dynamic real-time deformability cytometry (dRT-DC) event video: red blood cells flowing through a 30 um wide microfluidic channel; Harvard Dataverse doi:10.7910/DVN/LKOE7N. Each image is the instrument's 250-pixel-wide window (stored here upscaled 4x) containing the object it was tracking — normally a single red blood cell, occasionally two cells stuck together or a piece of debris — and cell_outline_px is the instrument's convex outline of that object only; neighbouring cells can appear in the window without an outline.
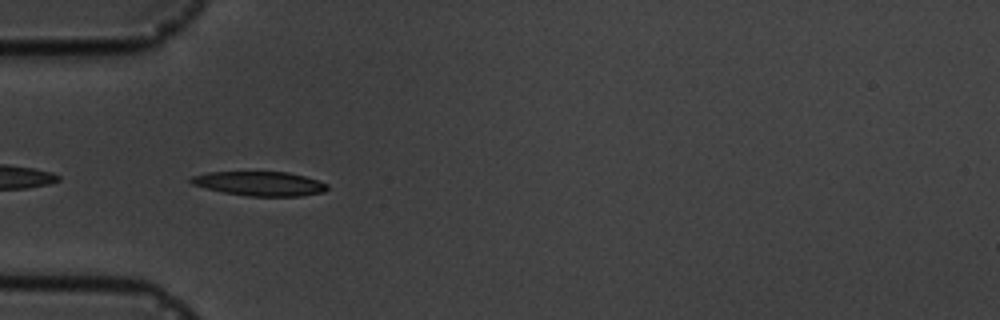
{"species": "common noctule bat (a hibernating species)", "species_latin": "Nyctalus noctula", "temperature_condition": "cold", "stored_images_in_passage": 6, "camera_frame_rate_fps": 3000, "um_per_image_px": 0.085, "animal": {"sex": "male", "body_mass_g": 19.5, "forearm_length_mm": 54.6}, "frame": {"image": 1, "passage_image": 5, "time_ms": 4.667, "image_size_px": [1000, 320], "cell_outline_px": [[328, 188], [324, 192], [300, 196], [248, 196], [224, 192], [192, 184], [188, 180], [192, 176], [208, 172], [288, 172], [304, 176], [328, 184]], "centroid_in_image_um": [22.09, 15.6], "position_along_channel_um": 62.9, "area_um2": 19.13}}
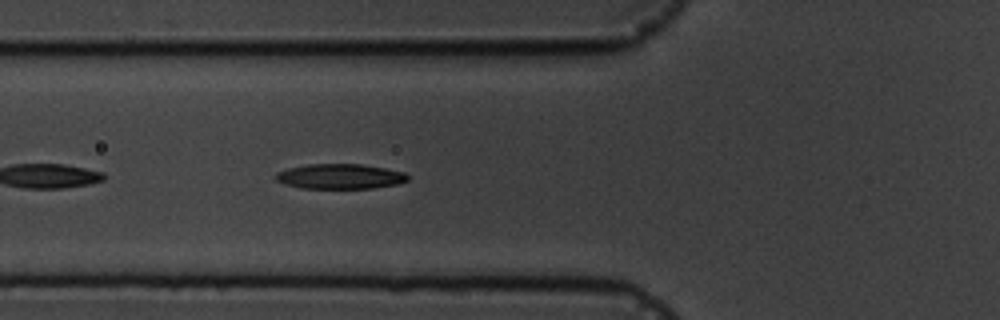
{"frame": {"image": 2, "passage_image": 6, "time_ms": 5.667, "image_size_px": [1000, 320], "cell_outline_px": [[408, 180], [396, 184], [372, 188], [300, 188], [284, 184], [276, 180], [272, 176], [276, 172], [288, 168], [308, 164], [360, 164], [384, 168], [404, 172], [408, 176]], "centroid_in_image_um": [28.84, 14.99], "position_along_channel_um": 97.0, "area_um2": 19.25}}